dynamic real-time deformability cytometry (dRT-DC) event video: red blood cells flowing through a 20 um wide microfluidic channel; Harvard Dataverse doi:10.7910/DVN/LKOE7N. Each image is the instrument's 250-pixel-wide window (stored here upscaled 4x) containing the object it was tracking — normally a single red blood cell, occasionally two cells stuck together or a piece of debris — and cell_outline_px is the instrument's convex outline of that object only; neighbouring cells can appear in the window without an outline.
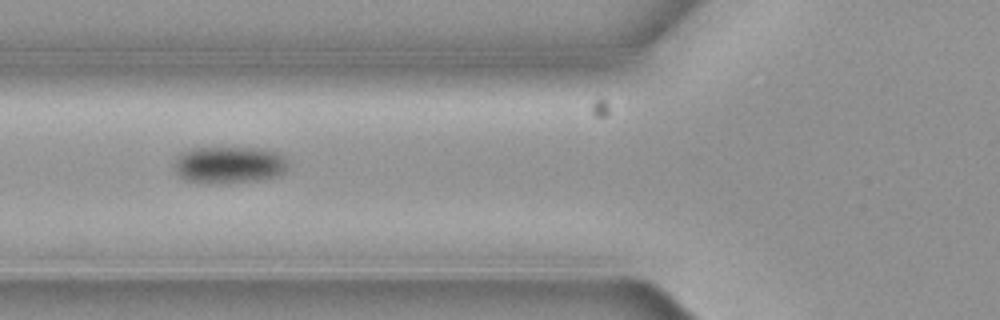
{"species": "common noctule bat (a hibernating species)", "species_latin": "Nyctalus noctula", "temperature_condition": "cold", "stored_images_in_passage": 5, "camera_frame_rate_fps": 3000, "um_per_image_px": 0.085, "animal": {"sex": "female", "body_mass_g": 19.3, "forearm_length_mm": 54.1}, "frame": {"image": 1, "passage_image": 3, "time_ms": 0.667, "image_size_px": [1000, 320], "cell_outline_px": [[288, 168], [284, 172], [272, 176], [252, 180], [212, 184], [184, 180], [176, 172], [172, 164], [176, 156], [192, 148], [256, 148], [276, 152], [284, 156], [288, 160]], "centroid_in_image_um": [19.42, 14.0], "position_along_channel_um": 106.4, "area_um2": 24.39}}
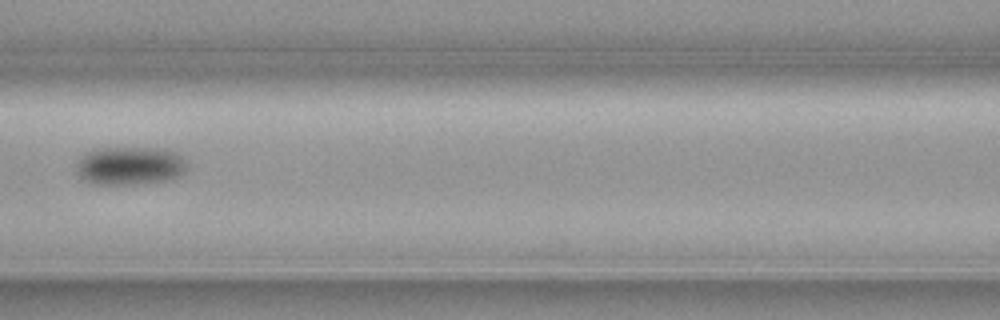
{"frame": {"image": 2, "passage_image": 4, "time_ms": 1.0, "image_size_px": [1000, 320], "cell_outline_px": [[188, 168], [180, 176], [164, 180], [136, 184], [92, 184], [84, 180], [76, 172], [76, 164], [80, 156], [92, 148], [156, 148], [176, 152], [184, 160]], "centroid_in_image_um": [10.99, 14.08], "position_along_channel_um": 155.6, "area_um2": 24.85}}